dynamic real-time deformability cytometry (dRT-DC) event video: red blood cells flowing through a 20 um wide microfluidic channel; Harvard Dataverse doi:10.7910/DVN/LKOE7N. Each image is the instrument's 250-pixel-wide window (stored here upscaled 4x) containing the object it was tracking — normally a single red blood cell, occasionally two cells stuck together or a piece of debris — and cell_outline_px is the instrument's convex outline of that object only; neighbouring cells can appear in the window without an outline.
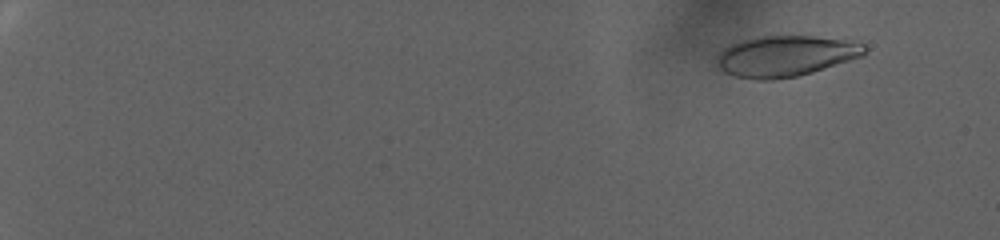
{"species": "human", "species_latin": "Homo sapiens", "temperature_condition": "warm", "stored_images_in_passage": 82, "camera_frame_rate_fps": 3000, "um_per_image_px": 0.085, "donor": {"sex": "female"}, "frame": {"image": 1, "passage_image": 9, "time_ms": 2.667, "image_size_px": [1000, 240], "cell_outline_px": [[868, 52], [864, 56], [812, 72], [796, 76], [772, 80], [760, 80], [736, 76], [724, 72], [716, 64], [716, 56], [724, 48], [740, 40], [760, 36], [812, 36], [844, 40], [864, 44], [868, 48]], "centroid_in_image_um": [66.78, 4.76], "position_along_channel_um": 18.2, "area_um2": 35.2}}
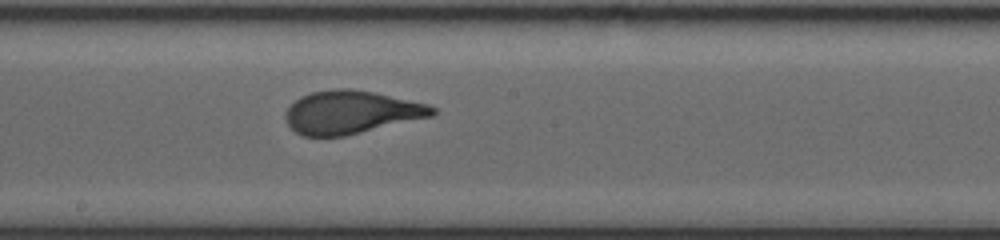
{"frame": {"image": 2, "passage_image": 48, "time_ms": 15.667, "image_size_px": [1000, 240], "cell_outline_px": [[436, 112], [432, 116], [344, 136], [304, 136], [296, 132], [288, 124], [284, 116], [288, 108], [300, 96], [312, 92], [336, 88], [348, 88], [372, 92], [428, 104], [436, 108]], "centroid_in_image_um": [29.83, 9.54], "position_along_channel_um": 218.4, "area_um2": 36.47}}
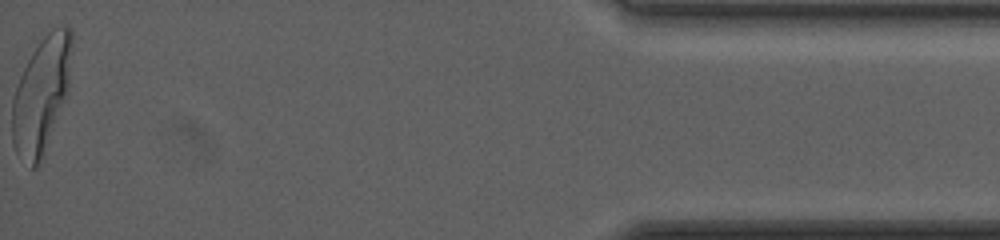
{"frame": {"image": 3, "passage_image": 82, "time_ms": 27.0, "image_size_px": [1000, 240], "cell_outline_px": [[72, 44], [68, 92], [44, 156], [40, 164], [36, 168], [32, 168], [16, 152], [12, 144], [12, 100], [20, 76], [32, 52], [40, 40], [52, 28], [64, 24], [68, 24], [72, 28]], "centroid_in_image_um": [3.53, 8.05], "position_along_channel_um": 431.7, "area_um2": 40.58}, "authors_computed_cell_mechanics": {"area_um2": 36.6163, "velocity_mm_per_s": 2.4642, "shape_relaxation_time_tau1_ms": 6.71, "shape_relaxation_time_tau2_ms": null, "deformation_change_tau1": 0.2354, "deformation_change_tau2": null}}